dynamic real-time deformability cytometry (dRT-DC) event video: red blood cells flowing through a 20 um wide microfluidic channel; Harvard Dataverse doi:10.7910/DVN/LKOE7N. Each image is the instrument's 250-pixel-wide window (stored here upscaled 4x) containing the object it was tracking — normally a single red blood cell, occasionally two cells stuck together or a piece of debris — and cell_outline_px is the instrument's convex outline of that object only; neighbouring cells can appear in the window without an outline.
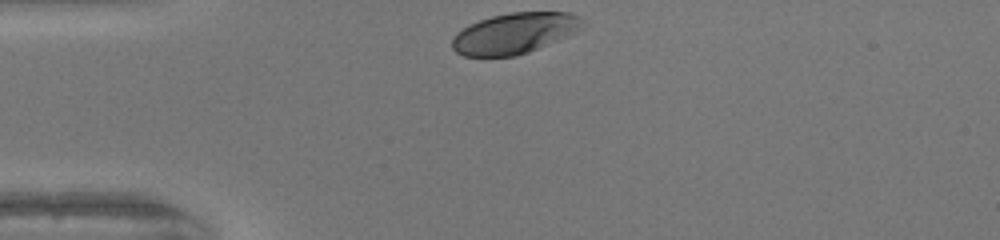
{"species": "human", "species_latin": "Homo sapiens", "temperature_condition": "warm", "stored_images_in_passage": 29, "camera_frame_rate_fps": 3000, "um_per_image_px": 0.085, "donor": {"sex": "female"}, "frame": {"image": 1, "passage_image": 1, "time_ms": 0.0, "image_size_px": [1000, 240], "cell_outline_px": [[584, 20], [576, 28], [528, 52], [516, 56], [464, 56], [456, 52], [452, 48], [452, 40], [456, 32], [468, 24], [492, 16], [512, 12], [568, 12], [580, 16]], "centroid_in_image_um": [43.58, 2.82], "position_along_channel_um": 41.4, "area_um2": 30.0}}
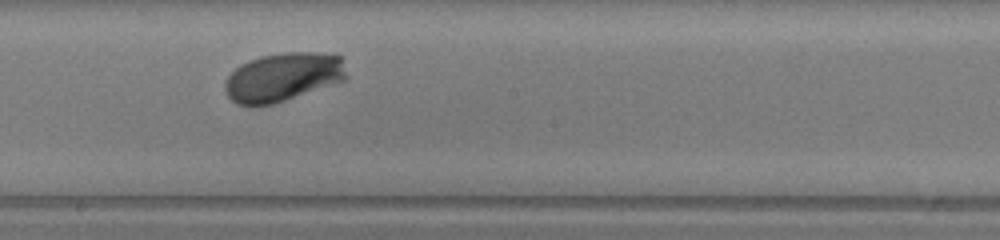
{"frame": {"image": 2, "passage_image": 17, "time_ms": 5.333, "image_size_px": [1000, 240], "cell_outline_px": [[348, 80], [272, 104], [236, 104], [228, 96], [224, 88], [224, 84], [228, 76], [240, 64], [248, 60], [260, 56], [284, 52], [316, 52], [344, 56], [348, 76]], "centroid_in_image_um": [24.13, 6.52], "position_along_channel_um": 224.1, "area_um2": 34.8}}
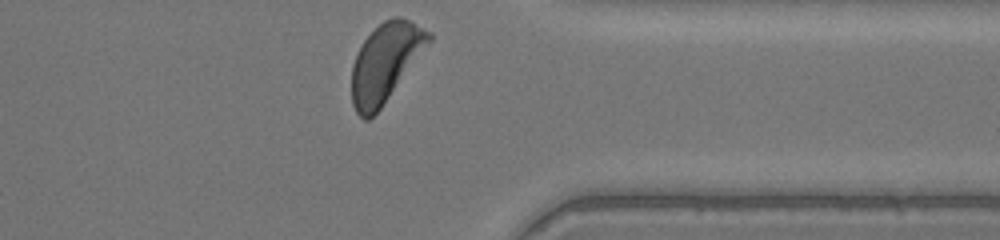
{"frame": {"image": 3, "passage_image": 29, "time_ms": 9.333, "image_size_px": [1000, 240], "cell_outline_px": [[432, 40], [380, 108], [368, 120], [364, 120], [356, 112], [352, 104], [352, 64], [364, 40], [384, 20], [396, 16], [400, 16], [432, 32]], "centroid_in_image_um": [32.76, 5.3], "position_along_channel_um": 378.6, "area_um2": 34.56}, "authors_computed_cell_mechanics": {"area_um2": 33.7552, "velocity_mm_per_s": 4.0171, "shape_relaxation_time_tau1_ms": 1.6207, "shape_relaxation_time_tau2_ms": null, "deformation_change_tau1": 0.1378, "deformation_change_tau2": null}}